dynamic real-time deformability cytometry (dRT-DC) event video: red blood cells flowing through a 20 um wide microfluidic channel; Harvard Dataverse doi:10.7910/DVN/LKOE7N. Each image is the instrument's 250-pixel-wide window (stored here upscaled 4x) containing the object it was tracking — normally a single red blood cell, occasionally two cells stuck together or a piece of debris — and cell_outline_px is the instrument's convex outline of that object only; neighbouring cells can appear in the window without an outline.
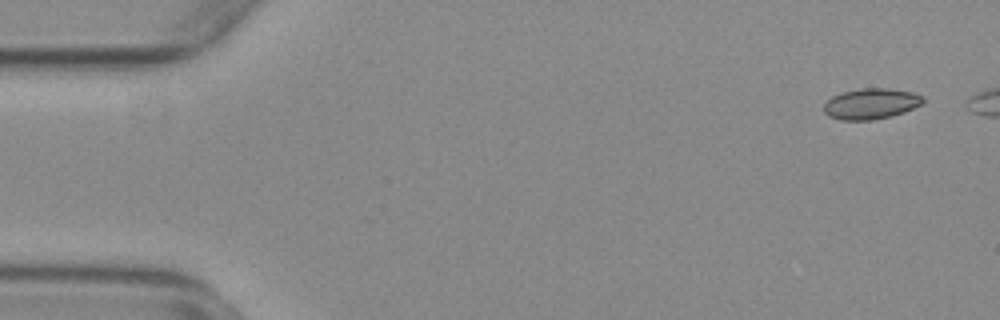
{"species": "common noctule bat (a hibernating species)", "species_latin": "Nyctalus noctula", "temperature_condition": "warm", "stored_images_in_passage": 49, "camera_frame_rate_fps": 3000, "um_per_image_px": 0.085, "animal": {"sex": "female", "body_mass_g": 29.2, "forearm_length_mm": 56.3}, "frame": {"image": 1, "passage_image": 3, "time_ms": 0.667, "image_size_px": [1000, 320], "cell_outline_px": [[924, 104], [904, 112], [892, 116], [872, 120], [840, 120], [828, 116], [824, 112], [824, 104], [832, 96], [840, 92], [860, 88], [888, 88], [912, 92], [924, 96]], "centroid_in_image_um": [74.05, 8.81], "position_along_channel_um": 11.0, "area_um2": 18.03}}
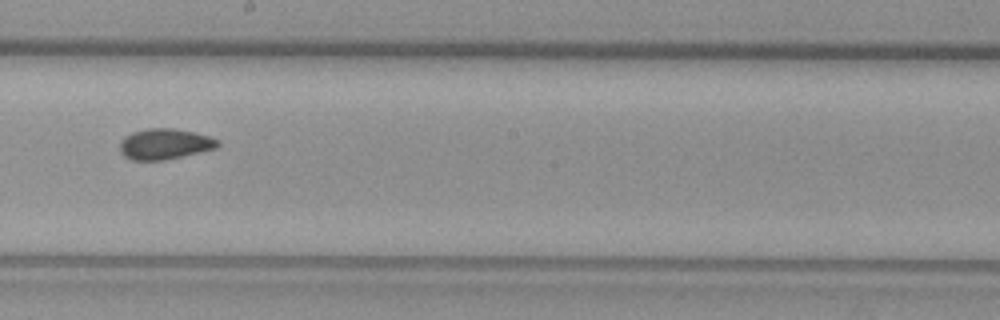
{"frame": {"image": 2, "passage_image": 31, "time_ms": 10.0, "image_size_px": [1000, 320], "cell_outline_px": [[220, 144], [216, 148], [164, 160], [132, 160], [124, 156], [120, 152], [120, 140], [124, 136], [132, 132], [148, 128], [172, 128], [192, 132], [208, 136], [220, 140]], "centroid_in_image_um": [13.97, 12.24], "position_along_channel_um": 234.2, "area_um2": 17.46}}
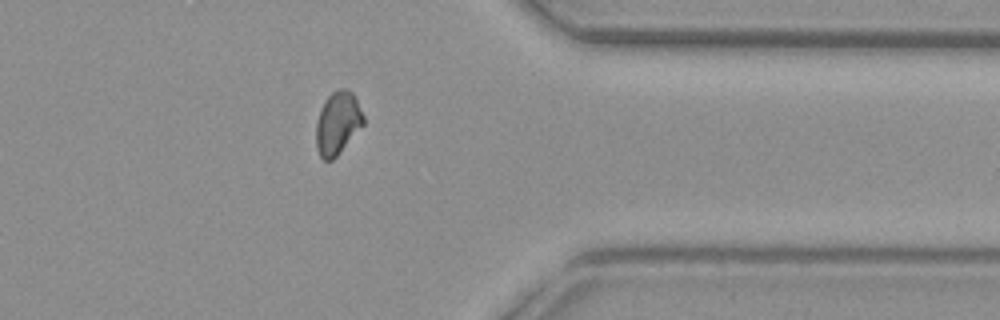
{"frame": {"image": 3, "passage_image": 44, "time_ms": 14.333, "image_size_px": [1000, 320], "cell_outline_px": [[364, 124], [340, 152], [332, 160], [324, 160], [320, 156], [316, 148], [316, 124], [320, 108], [328, 96], [332, 92], [340, 88], [348, 88], [352, 92], [364, 116]], "centroid_in_image_um": [28.69, 10.45], "position_along_channel_um": 382.7, "area_um2": 17.28}, "authors_computed_cell_mechanics": {"area_um2": 17.5134, "velocity_mm_per_s": 3.7511, "shape_relaxation_time_tau1_ms": null, "shape_relaxation_time_tau2_ms": 1.5732, "deformation_change_tau1": null, "deformation_change_tau2": 0.0571}}